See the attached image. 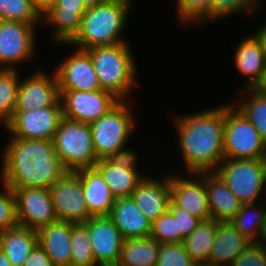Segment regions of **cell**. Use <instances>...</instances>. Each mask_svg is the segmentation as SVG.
<instances>
[{
    "mask_svg": "<svg viewBox=\"0 0 266 266\" xmlns=\"http://www.w3.org/2000/svg\"><path fill=\"white\" fill-rule=\"evenodd\" d=\"M260 86H266V68H265V75H264V78H263Z\"/></svg>",
    "mask_w": 266,
    "mask_h": 266,
    "instance_id": "cell-53",
    "label": "cell"
},
{
    "mask_svg": "<svg viewBox=\"0 0 266 266\" xmlns=\"http://www.w3.org/2000/svg\"><path fill=\"white\" fill-rule=\"evenodd\" d=\"M94 168L102 175L116 199L130 197L138 183L146 177L141 170L124 168L107 158L99 159Z\"/></svg>",
    "mask_w": 266,
    "mask_h": 266,
    "instance_id": "cell-26",
    "label": "cell"
},
{
    "mask_svg": "<svg viewBox=\"0 0 266 266\" xmlns=\"http://www.w3.org/2000/svg\"><path fill=\"white\" fill-rule=\"evenodd\" d=\"M87 8L82 0H56L44 13L42 24L52 26L49 36L55 46L69 44L79 33Z\"/></svg>",
    "mask_w": 266,
    "mask_h": 266,
    "instance_id": "cell-17",
    "label": "cell"
},
{
    "mask_svg": "<svg viewBox=\"0 0 266 266\" xmlns=\"http://www.w3.org/2000/svg\"><path fill=\"white\" fill-rule=\"evenodd\" d=\"M55 67L59 90L96 91L101 86L90 55L81 49L65 56Z\"/></svg>",
    "mask_w": 266,
    "mask_h": 266,
    "instance_id": "cell-14",
    "label": "cell"
},
{
    "mask_svg": "<svg viewBox=\"0 0 266 266\" xmlns=\"http://www.w3.org/2000/svg\"><path fill=\"white\" fill-rule=\"evenodd\" d=\"M85 51L90 55L102 90L111 92L119 100H129L138 85L137 64L129 42Z\"/></svg>",
    "mask_w": 266,
    "mask_h": 266,
    "instance_id": "cell-4",
    "label": "cell"
},
{
    "mask_svg": "<svg viewBox=\"0 0 266 266\" xmlns=\"http://www.w3.org/2000/svg\"><path fill=\"white\" fill-rule=\"evenodd\" d=\"M144 177L131 194V198L151 222L168 211L171 201L170 175Z\"/></svg>",
    "mask_w": 266,
    "mask_h": 266,
    "instance_id": "cell-18",
    "label": "cell"
},
{
    "mask_svg": "<svg viewBox=\"0 0 266 266\" xmlns=\"http://www.w3.org/2000/svg\"><path fill=\"white\" fill-rule=\"evenodd\" d=\"M38 26L18 21H0V69L20 70L18 66L22 63L33 61L38 51L36 31L41 28Z\"/></svg>",
    "mask_w": 266,
    "mask_h": 266,
    "instance_id": "cell-9",
    "label": "cell"
},
{
    "mask_svg": "<svg viewBox=\"0 0 266 266\" xmlns=\"http://www.w3.org/2000/svg\"><path fill=\"white\" fill-rule=\"evenodd\" d=\"M218 221H201L198 227L183 240L185 250L196 264H206L212 249Z\"/></svg>",
    "mask_w": 266,
    "mask_h": 266,
    "instance_id": "cell-29",
    "label": "cell"
},
{
    "mask_svg": "<svg viewBox=\"0 0 266 266\" xmlns=\"http://www.w3.org/2000/svg\"><path fill=\"white\" fill-rule=\"evenodd\" d=\"M160 243L155 239H124L119 258L121 266H156Z\"/></svg>",
    "mask_w": 266,
    "mask_h": 266,
    "instance_id": "cell-28",
    "label": "cell"
},
{
    "mask_svg": "<svg viewBox=\"0 0 266 266\" xmlns=\"http://www.w3.org/2000/svg\"><path fill=\"white\" fill-rule=\"evenodd\" d=\"M264 0H211L210 22L221 21L232 14H251L259 11ZM243 12V13H242ZM215 20V21H214Z\"/></svg>",
    "mask_w": 266,
    "mask_h": 266,
    "instance_id": "cell-35",
    "label": "cell"
},
{
    "mask_svg": "<svg viewBox=\"0 0 266 266\" xmlns=\"http://www.w3.org/2000/svg\"><path fill=\"white\" fill-rule=\"evenodd\" d=\"M240 98L232 103L253 124L262 141L266 142V97L259 89H240Z\"/></svg>",
    "mask_w": 266,
    "mask_h": 266,
    "instance_id": "cell-30",
    "label": "cell"
},
{
    "mask_svg": "<svg viewBox=\"0 0 266 266\" xmlns=\"http://www.w3.org/2000/svg\"><path fill=\"white\" fill-rule=\"evenodd\" d=\"M210 1L211 0H175L176 15L179 22L189 26L194 25V23L197 25L209 24Z\"/></svg>",
    "mask_w": 266,
    "mask_h": 266,
    "instance_id": "cell-36",
    "label": "cell"
},
{
    "mask_svg": "<svg viewBox=\"0 0 266 266\" xmlns=\"http://www.w3.org/2000/svg\"><path fill=\"white\" fill-rule=\"evenodd\" d=\"M52 141L66 171L94 168L99 160L94 151L90 124L62 117Z\"/></svg>",
    "mask_w": 266,
    "mask_h": 266,
    "instance_id": "cell-6",
    "label": "cell"
},
{
    "mask_svg": "<svg viewBox=\"0 0 266 266\" xmlns=\"http://www.w3.org/2000/svg\"><path fill=\"white\" fill-rule=\"evenodd\" d=\"M20 71L0 69V127L12 120L20 86Z\"/></svg>",
    "mask_w": 266,
    "mask_h": 266,
    "instance_id": "cell-32",
    "label": "cell"
},
{
    "mask_svg": "<svg viewBox=\"0 0 266 266\" xmlns=\"http://www.w3.org/2000/svg\"><path fill=\"white\" fill-rule=\"evenodd\" d=\"M71 266H91L95 263L88 228L71 223Z\"/></svg>",
    "mask_w": 266,
    "mask_h": 266,
    "instance_id": "cell-34",
    "label": "cell"
},
{
    "mask_svg": "<svg viewBox=\"0 0 266 266\" xmlns=\"http://www.w3.org/2000/svg\"><path fill=\"white\" fill-rule=\"evenodd\" d=\"M1 184L3 189L0 188V232L19 225L14 191L4 182Z\"/></svg>",
    "mask_w": 266,
    "mask_h": 266,
    "instance_id": "cell-38",
    "label": "cell"
},
{
    "mask_svg": "<svg viewBox=\"0 0 266 266\" xmlns=\"http://www.w3.org/2000/svg\"><path fill=\"white\" fill-rule=\"evenodd\" d=\"M109 217L124 239L148 238L152 222L130 197L117 198Z\"/></svg>",
    "mask_w": 266,
    "mask_h": 266,
    "instance_id": "cell-22",
    "label": "cell"
},
{
    "mask_svg": "<svg viewBox=\"0 0 266 266\" xmlns=\"http://www.w3.org/2000/svg\"><path fill=\"white\" fill-rule=\"evenodd\" d=\"M172 118L185 173L214 172L225 159V103Z\"/></svg>",
    "mask_w": 266,
    "mask_h": 266,
    "instance_id": "cell-1",
    "label": "cell"
},
{
    "mask_svg": "<svg viewBox=\"0 0 266 266\" xmlns=\"http://www.w3.org/2000/svg\"><path fill=\"white\" fill-rule=\"evenodd\" d=\"M256 243L266 251V226L261 231L260 237Z\"/></svg>",
    "mask_w": 266,
    "mask_h": 266,
    "instance_id": "cell-46",
    "label": "cell"
},
{
    "mask_svg": "<svg viewBox=\"0 0 266 266\" xmlns=\"http://www.w3.org/2000/svg\"><path fill=\"white\" fill-rule=\"evenodd\" d=\"M129 100H120L105 115L90 124L94 151L98 159L108 158L129 145L136 119ZM133 111V112H132ZM136 121V122H135Z\"/></svg>",
    "mask_w": 266,
    "mask_h": 266,
    "instance_id": "cell-5",
    "label": "cell"
},
{
    "mask_svg": "<svg viewBox=\"0 0 266 266\" xmlns=\"http://www.w3.org/2000/svg\"><path fill=\"white\" fill-rule=\"evenodd\" d=\"M249 35L242 37L233 53L235 69L246 79L241 89L258 88L265 75L266 58L262 44L254 33Z\"/></svg>",
    "mask_w": 266,
    "mask_h": 266,
    "instance_id": "cell-20",
    "label": "cell"
},
{
    "mask_svg": "<svg viewBox=\"0 0 266 266\" xmlns=\"http://www.w3.org/2000/svg\"><path fill=\"white\" fill-rule=\"evenodd\" d=\"M264 191H265V196H266V167H264Z\"/></svg>",
    "mask_w": 266,
    "mask_h": 266,
    "instance_id": "cell-52",
    "label": "cell"
},
{
    "mask_svg": "<svg viewBox=\"0 0 266 266\" xmlns=\"http://www.w3.org/2000/svg\"><path fill=\"white\" fill-rule=\"evenodd\" d=\"M38 244V233L31 228L17 226L0 232V248L12 266H23Z\"/></svg>",
    "mask_w": 266,
    "mask_h": 266,
    "instance_id": "cell-27",
    "label": "cell"
},
{
    "mask_svg": "<svg viewBox=\"0 0 266 266\" xmlns=\"http://www.w3.org/2000/svg\"><path fill=\"white\" fill-rule=\"evenodd\" d=\"M170 175L171 201L193 216L206 221L211 219L205 189V172ZM187 177V178H186Z\"/></svg>",
    "mask_w": 266,
    "mask_h": 266,
    "instance_id": "cell-15",
    "label": "cell"
},
{
    "mask_svg": "<svg viewBox=\"0 0 266 266\" xmlns=\"http://www.w3.org/2000/svg\"><path fill=\"white\" fill-rule=\"evenodd\" d=\"M16 198L19 226L38 231L57 221L49 188H12Z\"/></svg>",
    "mask_w": 266,
    "mask_h": 266,
    "instance_id": "cell-13",
    "label": "cell"
},
{
    "mask_svg": "<svg viewBox=\"0 0 266 266\" xmlns=\"http://www.w3.org/2000/svg\"><path fill=\"white\" fill-rule=\"evenodd\" d=\"M257 89H259L266 97V86H259Z\"/></svg>",
    "mask_w": 266,
    "mask_h": 266,
    "instance_id": "cell-51",
    "label": "cell"
},
{
    "mask_svg": "<svg viewBox=\"0 0 266 266\" xmlns=\"http://www.w3.org/2000/svg\"><path fill=\"white\" fill-rule=\"evenodd\" d=\"M91 266H121L119 264V261H115V262H95L94 264H92Z\"/></svg>",
    "mask_w": 266,
    "mask_h": 266,
    "instance_id": "cell-49",
    "label": "cell"
},
{
    "mask_svg": "<svg viewBox=\"0 0 266 266\" xmlns=\"http://www.w3.org/2000/svg\"><path fill=\"white\" fill-rule=\"evenodd\" d=\"M37 233L39 245L55 266H71V222L57 220Z\"/></svg>",
    "mask_w": 266,
    "mask_h": 266,
    "instance_id": "cell-24",
    "label": "cell"
},
{
    "mask_svg": "<svg viewBox=\"0 0 266 266\" xmlns=\"http://www.w3.org/2000/svg\"><path fill=\"white\" fill-rule=\"evenodd\" d=\"M7 142L0 180L10 188H50L66 173L53 141L10 137Z\"/></svg>",
    "mask_w": 266,
    "mask_h": 266,
    "instance_id": "cell-2",
    "label": "cell"
},
{
    "mask_svg": "<svg viewBox=\"0 0 266 266\" xmlns=\"http://www.w3.org/2000/svg\"><path fill=\"white\" fill-rule=\"evenodd\" d=\"M214 172L243 205L263 201L264 166L260 159H224Z\"/></svg>",
    "mask_w": 266,
    "mask_h": 266,
    "instance_id": "cell-7",
    "label": "cell"
},
{
    "mask_svg": "<svg viewBox=\"0 0 266 266\" xmlns=\"http://www.w3.org/2000/svg\"><path fill=\"white\" fill-rule=\"evenodd\" d=\"M205 189L210 218L218 222L231 221L241 210L239 198L215 172H205Z\"/></svg>",
    "mask_w": 266,
    "mask_h": 266,
    "instance_id": "cell-21",
    "label": "cell"
},
{
    "mask_svg": "<svg viewBox=\"0 0 266 266\" xmlns=\"http://www.w3.org/2000/svg\"><path fill=\"white\" fill-rule=\"evenodd\" d=\"M41 24L42 14L31 0H0V21Z\"/></svg>",
    "mask_w": 266,
    "mask_h": 266,
    "instance_id": "cell-33",
    "label": "cell"
},
{
    "mask_svg": "<svg viewBox=\"0 0 266 266\" xmlns=\"http://www.w3.org/2000/svg\"><path fill=\"white\" fill-rule=\"evenodd\" d=\"M260 160L262 162V165L266 167V142L263 145V152Z\"/></svg>",
    "mask_w": 266,
    "mask_h": 266,
    "instance_id": "cell-50",
    "label": "cell"
},
{
    "mask_svg": "<svg viewBox=\"0 0 266 266\" xmlns=\"http://www.w3.org/2000/svg\"><path fill=\"white\" fill-rule=\"evenodd\" d=\"M23 266H55L44 249L39 245L33 249Z\"/></svg>",
    "mask_w": 266,
    "mask_h": 266,
    "instance_id": "cell-43",
    "label": "cell"
},
{
    "mask_svg": "<svg viewBox=\"0 0 266 266\" xmlns=\"http://www.w3.org/2000/svg\"><path fill=\"white\" fill-rule=\"evenodd\" d=\"M0 266H12L5 253L0 248Z\"/></svg>",
    "mask_w": 266,
    "mask_h": 266,
    "instance_id": "cell-48",
    "label": "cell"
},
{
    "mask_svg": "<svg viewBox=\"0 0 266 266\" xmlns=\"http://www.w3.org/2000/svg\"><path fill=\"white\" fill-rule=\"evenodd\" d=\"M195 266H210V265H206V264H196Z\"/></svg>",
    "mask_w": 266,
    "mask_h": 266,
    "instance_id": "cell-54",
    "label": "cell"
},
{
    "mask_svg": "<svg viewBox=\"0 0 266 266\" xmlns=\"http://www.w3.org/2000/svg\"><path fill=\"white\" fill-rule=\"evenodd\" d=\"M139 155L136 154L134 149H130L124 147L121 149H118L115 153L111 154L107 159L116 165L123 166L124 168L127 169H135L139 171L138 169V160H139Z\"/></svg>",
    "mask_w": 266,
    "mask_h": 266,
    "instance_id": "cell-42",
    "label": "cell"
},
{
    "mask_svg": "<svg viewBox=\"0 0 266 266\" xmlns=\"http://www.w3.org/2000/svg\"><path fill=\"white\" fill-rule=\"evenodd\" d=\"M86 6V8H92L99 4L104 3L106 0H82Z\"/></svg>",
    "mask_w": 266,
    "mask_h": 266,
    "instance_id": "cell-47",
    "label": "cell"
},
{
    "mask_svg": "<svg viewBox=\"0 0 266 266\" xmlns=\"http://www.w3.org/2000/svg\"><path fill=\"white\" fill-rule=\"evenodd\" d=\"M81 178L84 198L92 216H109L116 198L95 168L76 171Z\"/></svg>",
    "mask_w": 266,
    "mask_h": 266,
    "instance_id": "cell-25",
    "label": "cell"
},
{
    "mask_svg": "<svg viewBox=\"0 0 266 266\" xmlns=\"http://www.w3.org/2000/svg\"><path fill=\"white\" fill-rule=\"evenodd\" d=\"M255 30L256 31L253 33L257 36V38L261 42L264 56L266 58V22L264 24H261V26Z\"/></svg>",
    "mask_w": 266,
    "mask_h": 266,
    "instance_id": "cell-44",
    "label": "cell"
},
{
    "mask_svg": "<svg viewBox=\"0 0 266 266\" xmlns=\"http://www.w3.org/2000/svg\"><path fill=\"white\" fill-rule=\"evenodd\" d=\"M230 266H266V251L256 242H251Z\"/></svg>",
    "mask_w": 266,
    "mask_h": 266,
    "instance_id": "cell-41",
    "label": "cell"
},
{
    "mask_svg": "<svg viewBox=\"0 0 266 266\" xmlns=\"http://www.w3.org/2000/svg\"><path fill=\"white\" fill-rule=\"evenodd\" d=\"M183 243H160L156 266H195Z\"/></svg>",
    "mask_w": 266,
    "mask_h": 266,
    "instance_id": "cell-39",
    "label": "cell"
},
{
    "mask_svg": "<svg viewBox=\"0 0 266 266\" xmlns=\"http://www.w3.org/2000/svg\"><path fill=\"white\" fill-rule=\"evenodd\" d=\"M133 4L125 0H106L88 8L82 16L81 28L69 44L81 50L129 42L123 37Z\"/></svg>",
    "mask_w": 266,
    "mask_h": 266,
    "instance_id": "cell-3",
    "label": "cell"
},
{
    "mask_svg": "<svg viewBox=\"0 0 266 266\" xmlns=\"http://www.w3.org/2000/svg\"><path fill=\"white\" fill-rule=\"evenodd\" d=\"M37 69V70H36ZM27 78L20 77L14 111H29L53 105L59 98V87L54 70L51 73L36 68ZM22 79V80H21Z\"/></svg>",
    "mask_w": 266,
    "mask_h": 266,
    "instance_id": "cell-16",
    "label": "cell"
},
{
    "mask_svg": "<svg viewBox=\"0 0 266 266\" xmlns=\"http://www.w3.org/2000/svg\"><path fill=\"white\" fill-rule=\"evenodd\" d=\"M55 1L56 0H31L32 4L41 14L44 13L51 5H53Z\"/></svg>",
    "mask_w": 266,
    "mask_h": 266,
    "instance_id": "cell-45",
    "label": "cell"
},
{
    "mask_svg": "<svg viewBox=\"0 0 266 266\" xmlns=\"http://www.w3.org/2000/svg\"><path fill=\"white\" fill-rule=\"evenodd\" d=\"M63 117L91 124L105 115L120 100L106 90H59Z\"/></svg>",
    "mask_w": 266,
    "mask_h": 266,
    "instance_id": "cell-11",
    "label": "cell"
},
{
    "mask_svg": "<svg viewBox=\"0 0 266 266\" xmlns=\"http://www.w3.org/2000/svg\"><path fill=\"white\" fill-rule=\"evenodd\" d=\"M49 190L58 220L79 224L86 223L92 217L77 172L66 171Z\"/></svg>",
    "mask_w": 266,
    "mask_h": 266,
    "instance_id": "cell-12",
    "label": "cell"
},
{
    "mask_svg": "<svg viewBox=\"0 0 266 266\" xmlns=\"http://www.w3.org/2000/svg\"><path fill=\"white\" fill-rule=\"evenodd\" d=\"M250 244L251 241L241 235L230 221L218 222L206 265L230 266Z\"/></svg>",
    "mask_w": 266,
    "mask_h": 266,
    "instance_id": "cell-23",
    "label": "cell"
},
{
    "mask_svg": "<svg viewBox=\"0 0 266 266\" xmlns=\"http://www.w3.org/2000/svg\"><path fill=\"white\" fill-rule=\"evenodd\" d=\"M150 238L158 243H181V233H177V218L167 211L152 222Z\"/></svg>",
    "mask_w": 266,
    "mask_h": 266,
    "instance_id": "cell-37",
    "label": "cell"
},
{
    "mask_svg": "<svg viewBox=\"0 0 266 266\" xmlns=\"http://www.w3.org/2000/svg\"><path fill=\"white\" fill-rule=\"evenodd\" d=\"M60 98L51 106L29 111H14L3 130L10 137L52 141L62 119Z\"/></svg>",
    "mask_w": 266,
    "mask_h": 266,
    "instance_id": "cell-10",
    "label": "cell"
},
{
    "mask_svg": "<svg viewBox=\"0 0 266 266\" xmlns=\"http://www.w3.org/2000/svg\"><path fill=\"white\" fill-rule=\"evenodd\" d=\"M83 224L89 231L95 262L119 261L124 238L112 219L109 216H92Z\"/></svg>",
    "mask_w": 266,
    "mask_h": 266,
    "instance_id": "cell-19",
    "label": "cell"
},
{
    "mask_svg": "<svg viewBox=\"0 0 266 266\" xmlns=\"http://www.w3.org/2000/svg\"><path fill=\"white\" fill-rule=\"evenodd\" d=\"M230 222L241 235L251 242H257L266 226V200L242 205Z\"/></svg>",
    "mask_w": 266,
    "mask_h": 266,
    "instance_id": "cell-31",
    "label": "cell"
},
{
    "mask_svg": "<svg viewBox=\"0 0 266 266\" xmlns=\"http://www.w3.org/2000/svg\"><path fill=\"white\" fill-rule=\"evenodd\" d=\"M168 211L174 218H177V233H181V243L198 227L202 221L186 210L177 207L172 201H170Z\"/></svg>",
    "mask_w": 266,
    "mask_h": 266,
    "instance_id": "cell-40",
    "label": "cell"
},
{
    "mask_svg": "<svg viewBox=\"0 0 266 266\" xmlns=\"http://www.w3.org/2000/svg\"><path fill=\"white\" fill-rule=\"evenodd\" d=\"M263 145L247 117L232 102H225V159H261Z\"/></svg>",
    "mask_w": 266,
    "mask_h": 266,
    "instance_id": "cell-8",
    "label": "cell"
}]
</instances>
